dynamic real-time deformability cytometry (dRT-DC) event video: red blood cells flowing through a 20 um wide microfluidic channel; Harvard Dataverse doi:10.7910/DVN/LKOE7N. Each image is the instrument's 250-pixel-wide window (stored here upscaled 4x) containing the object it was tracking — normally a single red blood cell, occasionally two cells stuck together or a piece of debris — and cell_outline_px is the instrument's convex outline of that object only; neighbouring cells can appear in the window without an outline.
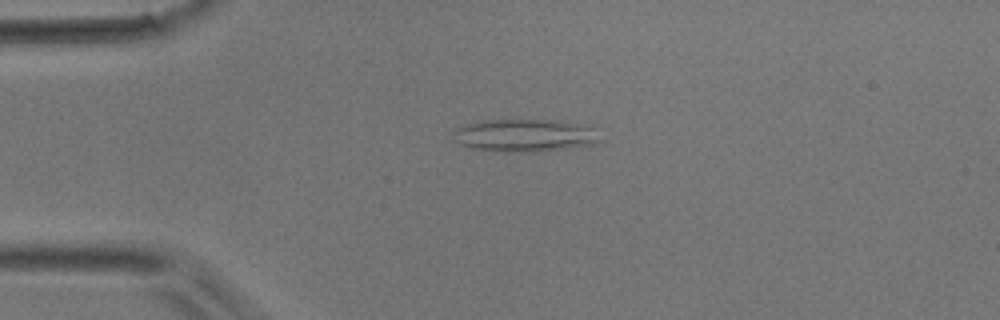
{"species": "common noctule bat (a hibernating species)", "species_latin": "Nyctalus noctula", "temperature_condition": "room temperature", "stored_images_in_passage": 39, "camera_frame_rate_fps": 3000, "um_per_image_px": 0.085, "animal": {"sex": "male", "body_mass_g": 17.9}, "frame": {"image": 1, "passage_image": 1, "time_ms": 0.0, "image_size_px": [1000, 320], "cell_outline_px": [[604, 140], [592, 144], [568, 148], [536, 152], [508, 152], [472, 148], [456, 144], [452, 140], [452, 128], [460, 124], [476, 120], [560, 120], [584, 124], [592, 128]], "centroid_in_image_um": [44.51, 11.5], "position_along_channel_um": 40.5, "area_um2": 28.78}}
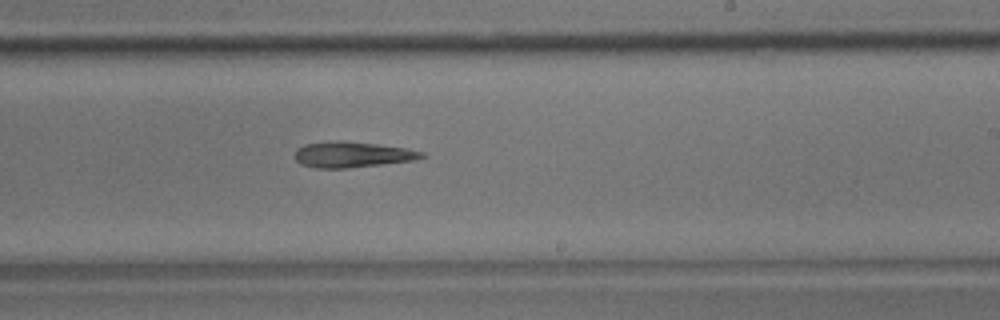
{"frame": {"image": 2, "passage_image": 19, "time_ms": 6.0, "image_size_px": [1000, 320], "cell_outline_px": [[424, 156], [416, 160], [348, 168], [316, 168], [300, 164], [296, 160], [296, 148], [304, 144], [336, 140], [344, 140], [408, 148], [424, 152]], "centroid_in_image_um": [29.94, 13.13], "position_along_channel_um": 259.1, "area_um2": 19.13}}
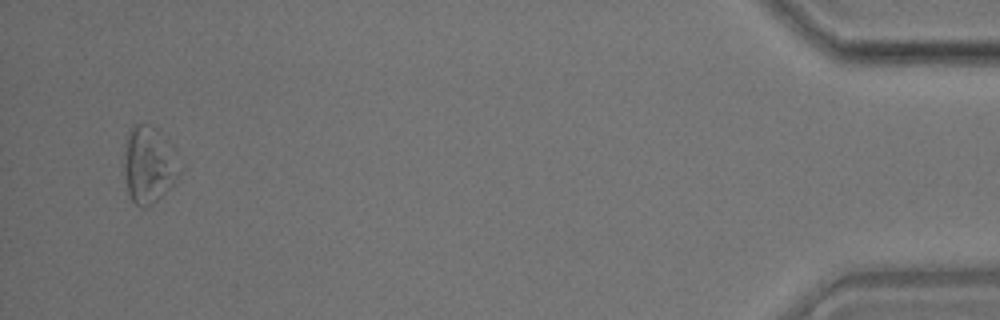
{"frame": {"image": 3, "passage_image": 37, "time_ms": 12.0, "image_size_px": [1000, 320], "cell_outline_px": [[184, 164], [176, 180], [148, 208], [140, 208], [132, 200], [128, 192], [124, 176], [124, 152], [128, 128], [132, 124], [148, 124], [156, 128], [160, 132]], "centroid_in_image_um": [12.65, 13.98], "position_along_channel_um": 422.5, "area_um2": 25.26}}